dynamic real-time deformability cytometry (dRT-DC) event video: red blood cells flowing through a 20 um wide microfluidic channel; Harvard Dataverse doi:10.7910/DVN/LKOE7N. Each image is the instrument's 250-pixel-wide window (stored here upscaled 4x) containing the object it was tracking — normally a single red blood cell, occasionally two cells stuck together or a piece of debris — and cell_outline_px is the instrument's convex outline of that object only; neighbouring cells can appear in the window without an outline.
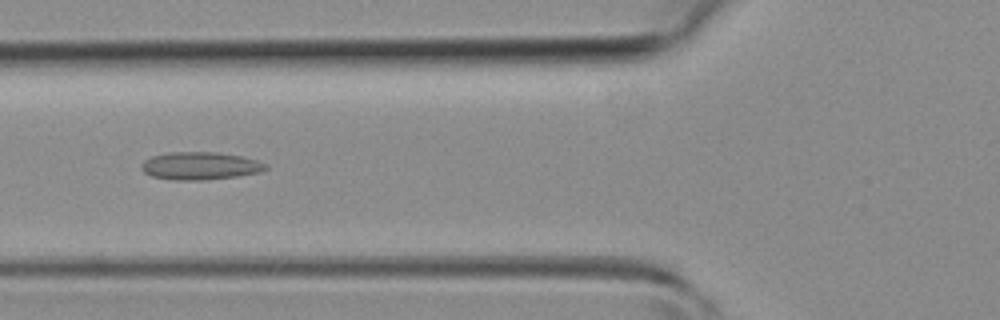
{"species": "common noctule bat (a hibernating species)", "species_latin": "Nyctalus noctula", "temperature_condition": "room temperature", "stored_images_in_passage": 44, "segment_of_instrument_passage": [1, 2], "camera_frame_rate_fps": 3000, "um_per_image_px": 0.085, "animal": {"sex": "female", "body_mass_g": 19.3, "forearm_length_mm": 54.1}, "frame": {"image": 1, "passage_image": 15, "time_ms": 4.667, "image_size_px": [1000, 320], "cell_outline_px": [[268, 168], [260, 172], [236, 176], [204, 180], [172, 180], [152, 176], [144, 172], [140, 164], [144, 160], [152, 156], [172, 152], [216, 152], [244, 156], [268, 164]], "centroid_in_image_um": [17.03, 14.09], "position_along_channel_um": 108.8, "area_um2": 20.11}}
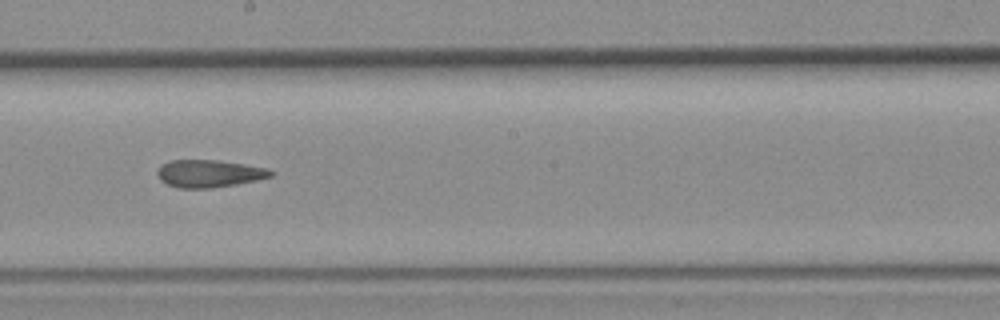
{"frame": {"image": 2, "passage_image": 23, "time_ms": 7.333, "image_size_px": [1000, 320], "cell_outline_px": [[276, 172], [272, 176], [256, 180], [236, 184], [212, 188], [180, 188], [168, 184], [160, 180], [156, 172], [160, 164], [168, 160], [216, 160], [244, 164], [268, 168]], "centroid_in_image_um": [17.76, 14.74], "position_along_channel_um": 230.4, "area_um2": 18.26}}
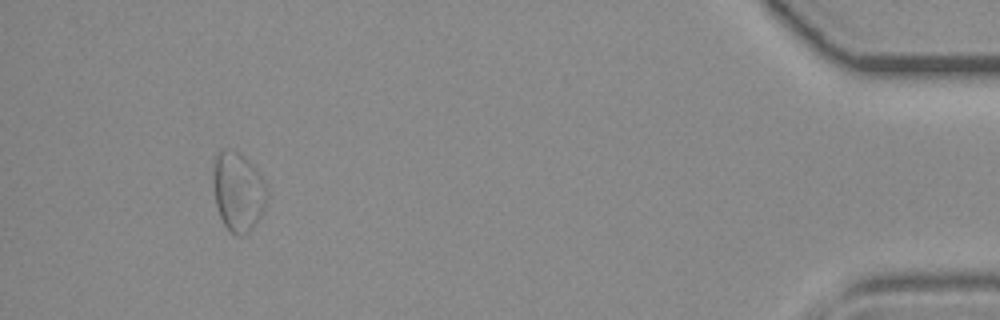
{"frame": {"image": 3, "passage_image": 40, "time_ms": 13.0, "image_size_px": [1000, 320], "cell_outline_px": [[268, 196], [264, 208], [260, 216], [252, 228], [244, 236], [236, 236], [228, 232], [220, 216], [216, 204], [212, 180], [212, 176], [216, 156], [224, 148], [240, 152], [252, 164], [264, 180]], "centroid_in_image_um": [20.23, 16.3], "position_along_channel_um": 415.0, "area_um2": 24.97}}